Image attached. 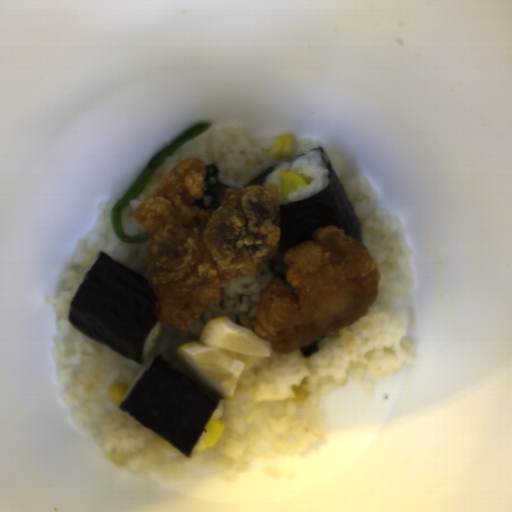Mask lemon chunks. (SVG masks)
I'll return each mask as SVG.
<instances>
[{
	"instance_id": "lemon-chunks-1",
	"label": "lemon chunks",
	"mask_w": 512,
	"mask_h": 512,
	"mask_svg": "<svg viewBox=\"0 0 512 512\" xmlns=\"http://www.w3.org/2000/svg\"><path fill=\"white\" fill-rule=\"evenodd\" d=\"M272 352L268 338L237 325L228 315L216 316L204 325L197 342L176 348L181 366L207 390L232 400L242 372L255 359Z\"/></svg>"
}]
</instances>
